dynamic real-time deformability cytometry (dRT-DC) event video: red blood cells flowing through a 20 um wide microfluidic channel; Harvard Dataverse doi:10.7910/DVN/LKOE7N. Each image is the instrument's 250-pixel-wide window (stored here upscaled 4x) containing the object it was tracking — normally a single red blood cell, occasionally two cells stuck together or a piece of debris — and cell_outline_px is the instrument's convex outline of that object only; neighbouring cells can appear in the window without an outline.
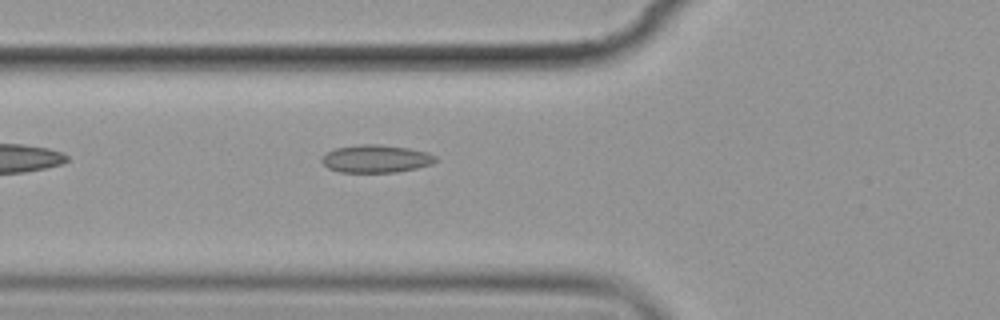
{"species": "common noctule bat (a hibernating species)", "species_latin": "Nyctalus noctula", "temperature_condition": "cold", "stored_images_in_passage": 2, "camera_frame_rate_fps": 3000, "um_per_image_px": 0.085, "animal": {"sex": "female", "body_mass_g": 19.9}, "frame": {"image": 1, "passage_image": 2, "time_ms": 1.333, "image_size_px": [1000, 320], "cell_outline_px": [[436, 160], [432, 164], [416, 168], [396, 172], [340, 172], [328, 168], [320, 160], [320, 156], [324, 152], [336, 148], [360, 144], [376, 144], [408, 148], [428, 152], [436, 156]], "centroid_in_image_um": [31.91, 13.49], "position_along_channel_um": 93.9, "area_um2": 18.5}}